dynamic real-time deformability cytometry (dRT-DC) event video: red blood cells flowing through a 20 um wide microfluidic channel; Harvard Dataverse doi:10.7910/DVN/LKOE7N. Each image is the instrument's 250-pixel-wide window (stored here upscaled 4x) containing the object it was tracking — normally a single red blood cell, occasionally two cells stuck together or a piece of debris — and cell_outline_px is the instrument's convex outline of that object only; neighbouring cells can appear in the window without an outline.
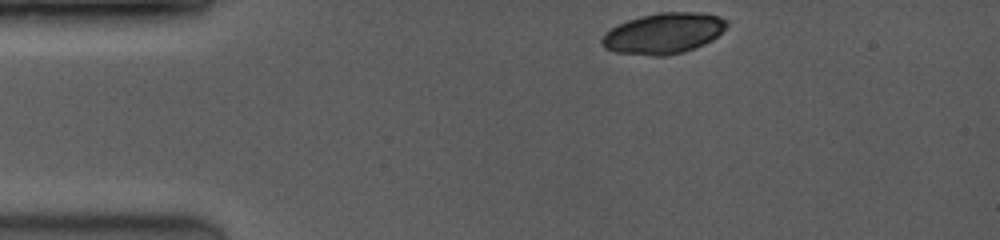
{"species": "common noctule bat (a hibernating species)", "species_latin": "Nyctalus noctula", "temperature_condition": "room temperature", "stored_images_in_passage": 4, "camera_frame_rate_fps": 3500, "um_per_image_px": 0.085, "animal": {"sex": "female", "body_mass_g": 19.0, "forearm_length_mm": 53.3}, "frame": {"image": 1, "passage_image": 1, "time_ms": 0.0, "image_size_px": [1000, 240], "cell_outline_px": [[728, 24], [712, 40], [704, 44], [684, 52], [668, 56], [652, 56], [616, 52], [604, 48], [600, 40], [604, 32], [628, 20], [660, 12], [704, 12], [720, 16], [728, 20]], "centroid_in_image_um": [56.41, 2.84], "position_along_channel_um": 28.6, "area_um2": 29.71}}